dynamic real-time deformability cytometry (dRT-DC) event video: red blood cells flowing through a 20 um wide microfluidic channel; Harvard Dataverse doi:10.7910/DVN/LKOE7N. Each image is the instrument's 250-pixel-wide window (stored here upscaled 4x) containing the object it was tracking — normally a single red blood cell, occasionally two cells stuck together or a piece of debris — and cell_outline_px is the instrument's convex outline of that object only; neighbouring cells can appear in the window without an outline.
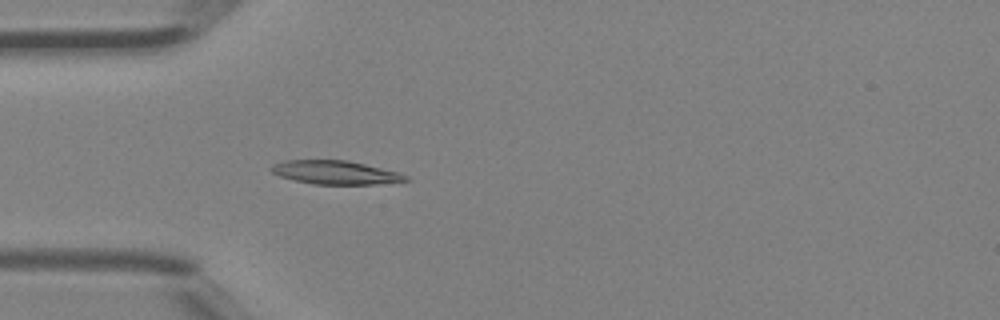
{"species": "Egyptian fruit bat (a non-hibernating species)", "species_latin": "Rousettus aegyptiacus", "temperature_condition": "room temperature", "stored_images_in_passage": 4, "camera_frame_rate_fps": 3000, "um_per_image_px": 0.085, "animal": {"sex": "female"}, "frame": {"image": 1, "passage_image": 4, "time_ms": 1.0, "image_size_px": [1000, 320], "cell_outline_px": [[412, 180], [376, 184], [312, 184], [280, 176], [272, 172], [268, 168], [272, 164], [284, 160], [348, 160], [400, 172], [408, 176]], "centroid_in_image_um": [28.53, 14.65], "position_along_channel_um": 56.5, "area_um2": 18.61}}